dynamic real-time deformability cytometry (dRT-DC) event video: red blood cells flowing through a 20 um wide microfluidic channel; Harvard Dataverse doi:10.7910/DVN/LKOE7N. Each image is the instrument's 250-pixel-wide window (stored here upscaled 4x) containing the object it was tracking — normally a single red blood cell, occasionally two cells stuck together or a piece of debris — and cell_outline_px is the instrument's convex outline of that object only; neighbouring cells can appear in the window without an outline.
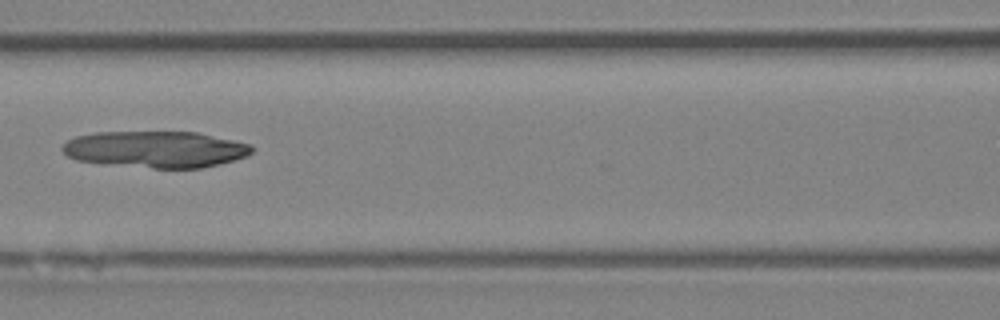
{"species": "Egyptian fruit bat (a non-hibernating species)", "species_latin": "Rousettus aegyptiacus", "temperature_condition": "room temperature", "stored_images_in_passage": 6, "camera_frame_rate_fps": 3000, "um_per_image_px": 0.085, "animal": {"sex": "female"}, "frame": {"image": 1, "passage_image": 6, "time_ms": 5.667, "image_size_px": [1000, 320], "cell_outline_px": [[256, 148], [248, 156], [220, 164], [200, 168], [152, 168], [76, 160], [68, 156], [60, 148], [68, 140], [76, 136], [96, 132], [196, 132], [252, 144]], "centroid_in_image_um": [13.28, 12.69], "position_along_channel_um": 153.3, "area_um2": 40.29}}